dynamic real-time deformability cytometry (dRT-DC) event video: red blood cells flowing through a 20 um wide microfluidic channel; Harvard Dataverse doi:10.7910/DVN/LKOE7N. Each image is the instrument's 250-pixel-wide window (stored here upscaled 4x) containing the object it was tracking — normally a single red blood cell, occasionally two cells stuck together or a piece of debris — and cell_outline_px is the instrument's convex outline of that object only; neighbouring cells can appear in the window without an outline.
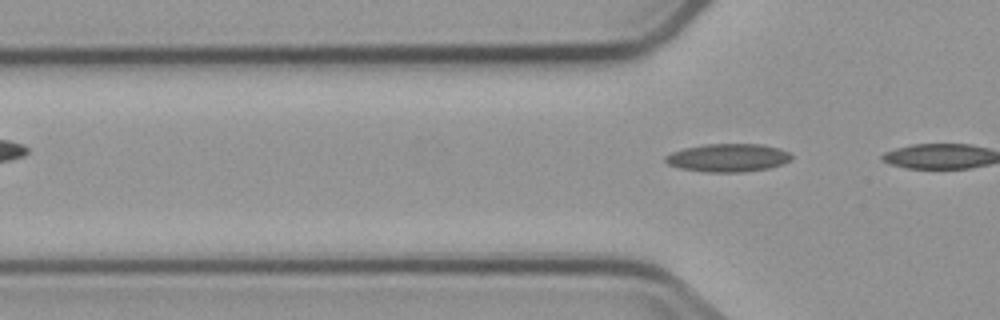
{"species": "common noctule bat (a hibernating species)", "species_latin": "Nyctalus noctula", "temperature_condition": "cold", "stored_images_in_passage": 2, "camera_frame_rate_fps": 3000, "um_per_image_px": 0.085, "animal": {"sex": "male", "body_mass_g": 23.1, "forearm_length_mm": 52.7}, "frame": {"image": 1, "passage_image": 2, "time_ms": 1.333, "image_size_px": [1000, 320], "cell_outline_px": [[792, 160], [784, 164], [768, 168], [744, 172], [708, 172], [680, 168], [668, 164], [664, 160], [664, 156], [672, 152], [684, 148], [704, 144], [760, 144], [780, 148], [788, 152], [792, 156]], "centroid_in_image_um": [61.89, 13.41], "position_along_channel_um": 63.9, "area_um2": 20.75}}